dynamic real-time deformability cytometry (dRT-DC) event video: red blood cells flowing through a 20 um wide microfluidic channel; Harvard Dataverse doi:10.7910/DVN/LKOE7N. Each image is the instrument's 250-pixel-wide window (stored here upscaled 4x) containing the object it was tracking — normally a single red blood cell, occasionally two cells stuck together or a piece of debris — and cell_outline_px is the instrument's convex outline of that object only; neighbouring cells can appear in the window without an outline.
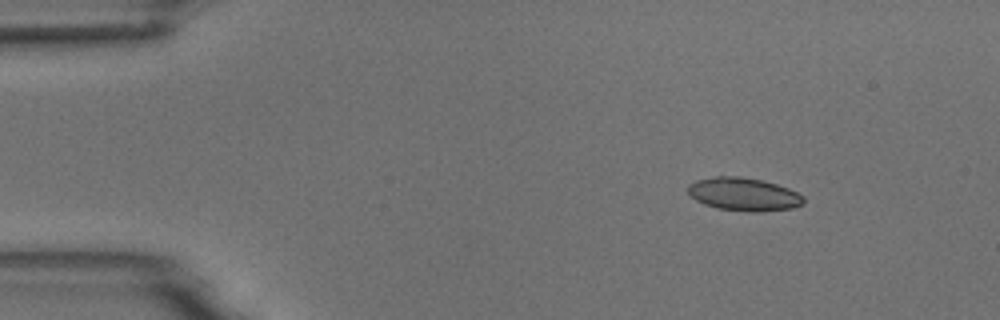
{"species": "common noctule bat (a hibernating species)", "species_latin": "Nyctalus noctula", "temperature_condition": "room temperature", "stored_images_in_passage": 7, "camera_frame_rate_fps": 3000, "um_per_image_px": 0.085, "animal": {"sex": "male", "body_mass_g": 18.8}, "frame": {"image": 1, "passage_image": 2, "time_ms": 1.333, "image_size_px": [1000, 320], "cell_outline_px": [[804, 204], [792, 208], [756, 212], [748, 212], [716, 208], [704, 204], [696, 200], [688, 192], [688, 184], [696, 180], [716, 176], [740, 176], [760, 180], [776, 184], [788, 188], [804, 196]], "centroid_in_image_um": [63.21, 16.51], "position_along_channel_um": 21.8, "area_um2": 22.31}}
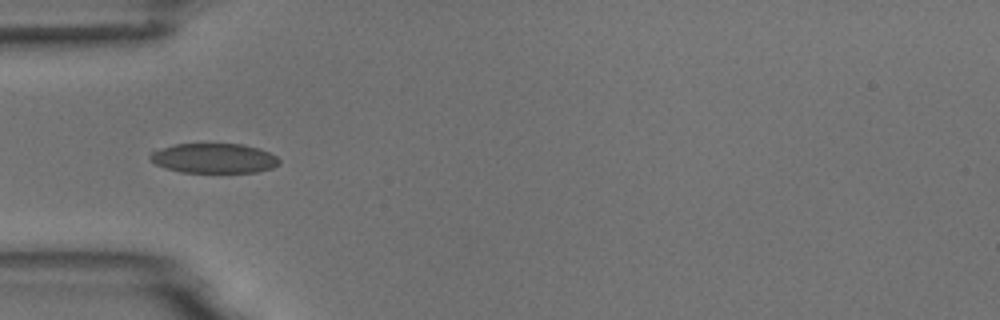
{"frame": {"image": 2, "passage_image": 5, "time_ms": 4.667, "image_size_px": [1000, 320], "cell_outline_px": [[280, 164], [272, 168], [256, 172], [180, 172], [164, 168], [156, 164], [148, 156], [148, 152], [176, 144], [244, 144], [260, 148], [276, 156], [280, 160]], "centroid_in_image_um": [18.18, 13.45], "position_along_channel_um": 66.8, "area_um2": 22.48}}